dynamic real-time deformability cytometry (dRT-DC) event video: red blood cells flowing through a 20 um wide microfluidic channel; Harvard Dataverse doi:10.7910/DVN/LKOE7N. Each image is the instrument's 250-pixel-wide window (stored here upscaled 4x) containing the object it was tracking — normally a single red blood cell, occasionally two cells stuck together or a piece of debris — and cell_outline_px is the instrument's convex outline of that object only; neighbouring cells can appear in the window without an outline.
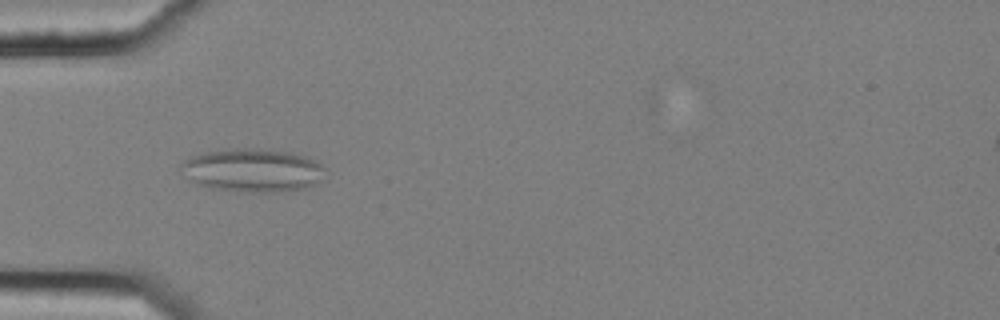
{"species": "common noctule bat (a hibernating species)", "species_latin": "Nyctalus noctula", "temperature_condition": "cold", "stored_images_in_passage": 3, "camera_frame_rate_fps": 3000, "um_per_image_px": 0.085, "animal": {"sex": "female", "body_mass_g": 25.1}, "frame": {"image": 1, "passage_image": 3, "time_ms": 0.667, "image_size_px": [1000, 320], "cell_outline_px": [[324, 168], [320, 180], [316, 184], [308, 188], [272, 192], [240, 192], [212, 188], [196, 184], [188, 180], [176, 168], [184, 160], [192, 156], [204, 152], [232, 148], [252, 148], [292, 152], [304, 156], [320, 164]], "centroid_in_image_um": [21.39, 14.48], "position_along_channel_um": 63.6, "area_um2": 36.7}}